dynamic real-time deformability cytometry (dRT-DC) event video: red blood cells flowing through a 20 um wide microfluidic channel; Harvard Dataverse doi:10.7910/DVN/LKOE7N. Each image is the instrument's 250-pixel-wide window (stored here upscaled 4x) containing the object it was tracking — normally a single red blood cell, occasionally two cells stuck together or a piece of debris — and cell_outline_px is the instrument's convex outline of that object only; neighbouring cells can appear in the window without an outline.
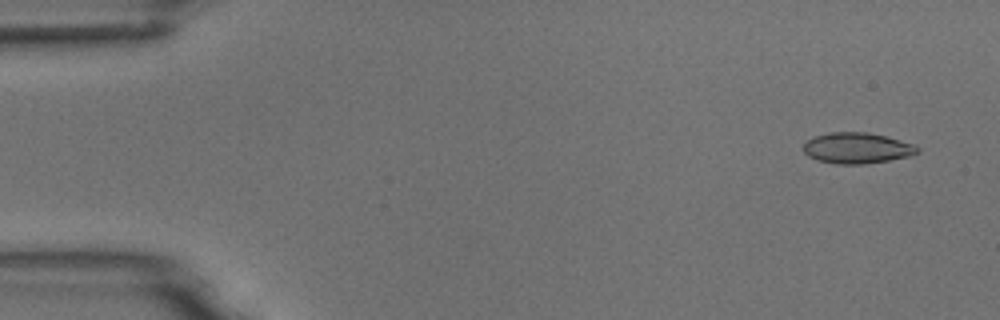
{"species": "common noctule bat (a hibernating species)", "species_latin": "Nyctalus noctula", "temperature_condition": "room temperature", "stored_images_in_passage": 7, "camera_frame_rate_fps": 3000, "um_per_image_px": 0.085, "animal": {"sex": "male", "body_mass_g": 18.8}, "frame": {"image": 1, "passage_image": 1, "time_ms": 0.0, "image_size_px": [1000, 320], "cell_outline_px": [[920, 152], [912, 156], [864, 164], [836, 164], [816, 160], [808, 156], [804, 152], [804, 144], [808, 140], [816, 136], [832, 132], [868, 132], [884, 136], [912, 144], [920, 148]], "centroid_in_image_um": [72.85, 12.6], "position_along_channel_um": 12.1, "area_um2": 20.4}}
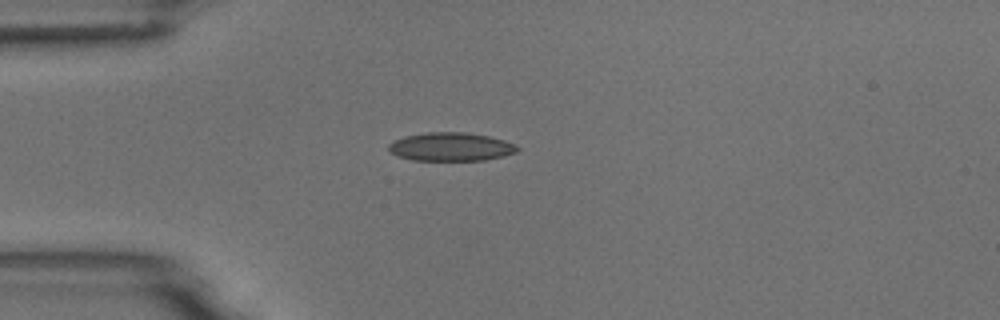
{"frame": {"image": 2, "passage_image": 4, "time_ms": 3.667, "image_size_px": [1000, 320], "cell_outline_px": [[520, 148], [516, 152], [504, 156], [484, 160], [412, 160], [388, 152], [388, 144], [392, 140], [404, 136], [428, 132], [468, 132], [488, 136], [504, 140], [516, 144]], "centroid_in_image_um": [38.31, 12.47], "position_along_channel_um": 46.7, "area_um2": 21.5}}